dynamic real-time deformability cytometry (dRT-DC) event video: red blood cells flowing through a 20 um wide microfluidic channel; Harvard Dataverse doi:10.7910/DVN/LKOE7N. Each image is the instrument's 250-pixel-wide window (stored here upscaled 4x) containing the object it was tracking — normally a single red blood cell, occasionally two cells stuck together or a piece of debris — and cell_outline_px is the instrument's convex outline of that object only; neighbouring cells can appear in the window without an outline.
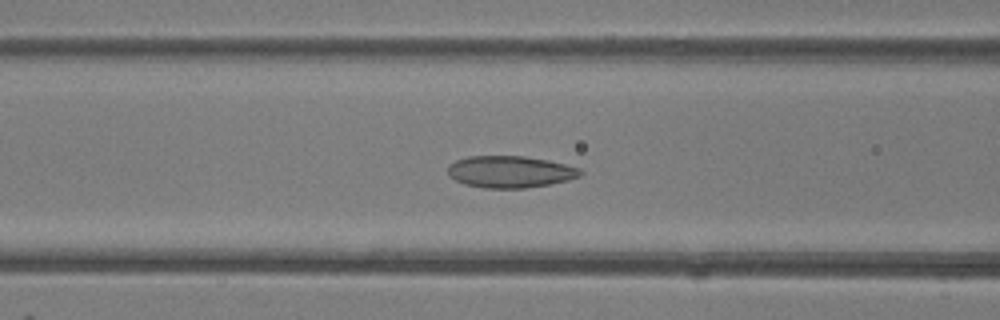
{"species": "common noctule bat (a hibernating species)", "species_latin": "Nyctalus noctula", "temperature_condition": "room temperature", "stored_images_in_passage": 39, "camera_frame_rate_fps": 3000, "um_per_image_px": 0.085, "animal": {"sex": "female"}, "frame": {"image": 1, "passage_image": 19, "time_ms": 6.0, "image_size_px": [1000, 320], "cell_outline_px": [[584, 172], [580, 176], [568, 180], [548, 184], [524, 188], [484, 188], [464, 184], [448, 176], [448, 164], [456, 160], [468, 156], [524, 156], [548, 160], [580, 168]], "centroid_in_image_um": [43.34, 14.6], "position_along_channel_um": 123.3, "area_um2": 24.62}}
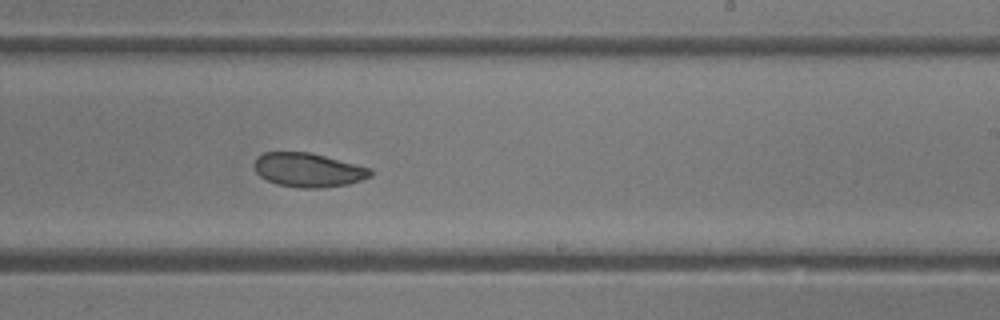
{"frame": {"image": 2, "passage_image": 29, "time_ms": 9.333, "image_size_px": [1000, 320], "cell_outline_px": [[372, 176], [348, 184], [320, 188], [300, 188], [276, 184], [260, 176], [256, 172], [252, 164], [256, 156], [264, 152], [308, 152], [372, 168]], "centroid_in_image_um": [26.17, 14.45], "position_along_channel_um": 262.8, "area_um2": 23.12}}
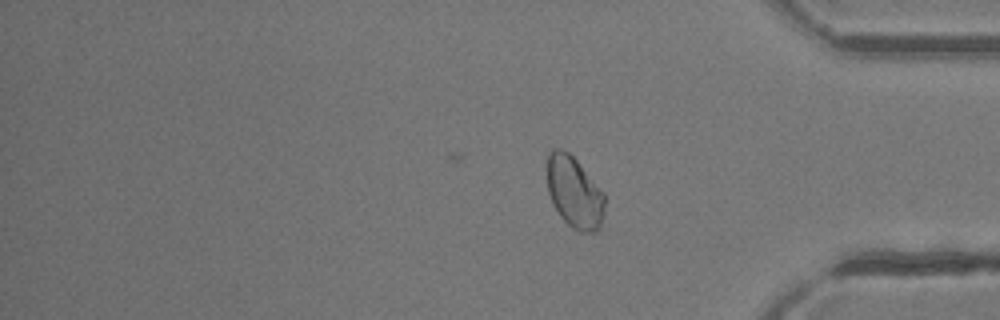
{"frame": {"image": 3, "passage_image": 39, "time_ms": 12.667, "image_size_px": [1000, 320], "cell_outline_px": [[604, 212], [600, 228], [596, 232], [580, 232], [568, 224], [560, 216], [552, 204], [548, 192], [548, 152], [552, 148], [560, 148], [568, 152], [576, 160], [604, 192]], "centroid_in_image_um": [48.82, 16.36], "position_along_channel_um": 386.4, "area_um2": 23.99}, "authors_computed_cell_mechanics": {"area_um2": 24.1026, "velocity_mm_per_s": 4.2006, "shape_relaxation_time_tau1_ms": 5.2018, "shape_relaxation_time_tau2_ms": 0.9129, "deformation_change_tau1": 0.1214, "deformation_change_tau2": 0.0454}}